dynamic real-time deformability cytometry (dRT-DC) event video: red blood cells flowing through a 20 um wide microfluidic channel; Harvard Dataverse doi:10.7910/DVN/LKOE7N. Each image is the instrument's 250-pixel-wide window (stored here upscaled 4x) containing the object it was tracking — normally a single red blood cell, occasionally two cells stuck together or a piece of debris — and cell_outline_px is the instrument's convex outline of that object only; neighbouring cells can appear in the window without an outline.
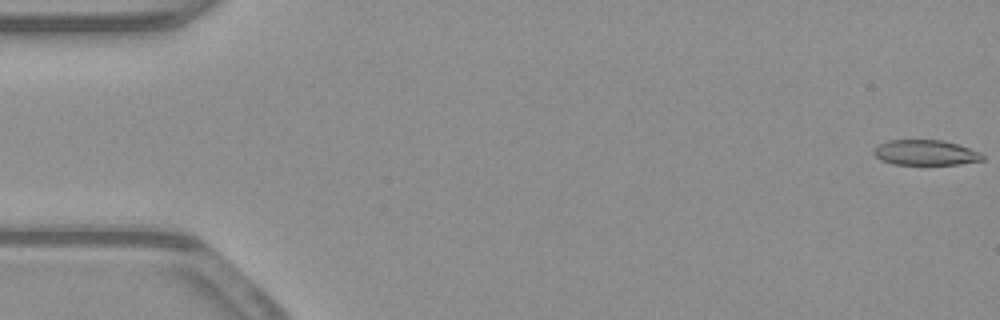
{"species": "common noctule bat (a hibernating species)", "species_latin": "Nyctalus noctula", "temperature_condition": "warm", "stored_images_in_passage": 53, "camera_frame_rate_fps": 3000, "um_per_image_px": 0.085, "animal": {"sex": "male", "body_mass_g": 23.1, "forearm_length_mm": 52.7}, "frame": {"image": 1, "passage_image": 1, "time_ms": 0.0, "image_size_px": [1000, 320], "cell_outline_px": [[984, 160], [960, 164], [892, 164], [880, 160], [872, 152], [880, 144], [888, 140], [944, 140], [980, 152], [984, 156]], "centroid_in_image_um": [78.67, 12.97], "position_along_channel_um": 6.3, "area_um2": 15.9}}
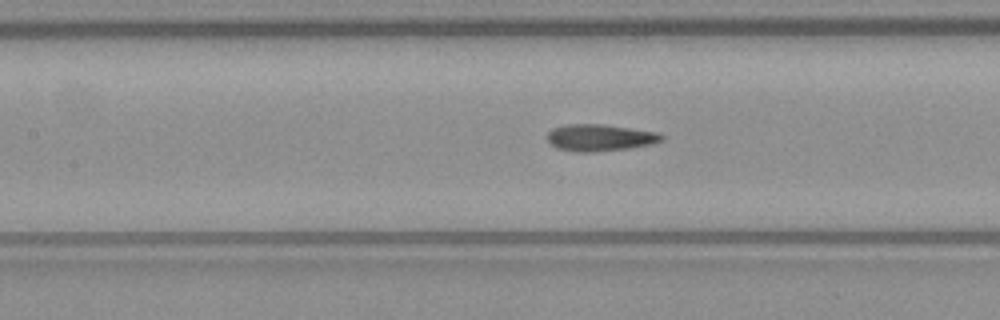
{"frame": {"image": 2, "passage_image": 24, "time_ms": 7.667, "image_size_px": [1000, 320], "cell_outline_px": [[664, 140], [652, 144], [628, 148], [592, 152], [576, 152], [556, 148], [548, 140], [548, 132], [552, 128], [564, 124], [604, 124], [656, 132], [664, 136]], "centroid_in_image_um": [50.98, 11.69], "position_along_channel_um": 156.4, "area_um2": 17.86}}
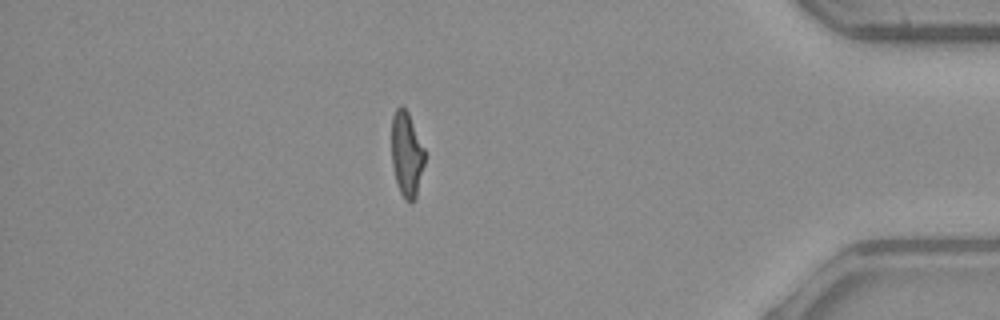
{"frame": {"image": 3, "passage_image": 46, "time_ms": 15.0, "image_size_px": [1000, 320], "cell_outline_px": [[424, 164], [416, 200], [404, 200], [400, 192], [396, 180], [392, 164], [392, 116], [396, 108], [400, 104], [408, 112], [424, 148]], "centroid_in_image_um": [34.56, 13.11], "position_along_channel_um": 400.6, "area_um2": 16.3}, "authors_computed_cell_mechanics": {"area_um2": 17.5134, "velocity_mm_per_s": 3.935, "shape_relaxation_time_tau1_ms": null, "shape_relaxation_time_tau2_ms": 1.9568, "deformation_change_tau1": null, "deformation_change_tau2": 0.1025}}